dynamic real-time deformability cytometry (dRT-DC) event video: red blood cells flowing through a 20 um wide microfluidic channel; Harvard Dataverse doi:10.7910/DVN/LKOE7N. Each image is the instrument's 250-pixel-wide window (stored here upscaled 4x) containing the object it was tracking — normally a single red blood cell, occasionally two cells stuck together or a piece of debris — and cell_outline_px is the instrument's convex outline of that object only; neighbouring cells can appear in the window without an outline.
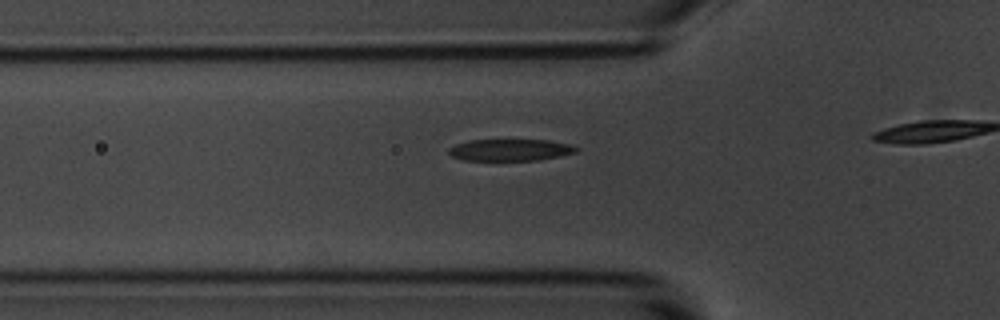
{"species": "common noctule bat (a hibernating species)", "species_latin": "Nyctalus noctula", "temperature_condition": "room temperature", "stored_images_in_passage": 12, "camera_frame_rate_fps": 3000, "um_per_image_px": 0.085, "animal": {"sex": "male", "body_mass_g": 20.1, "forearm_length_mm": 53.5}, "frame": {"image": 1, "passage_image": 7, "time_ms": 2.0, "image_size_px": [1000, 320], "cell_outline_px": [[580, 148], [576, 152], [560, 156], [540, 160], [464, 160], [452, 156], [448, 152], [448, 148], [456, 144], [468, 140], [548, 140], [572, 144]], "centroid_in_image_um": [43.4, 12.74], "position_along_channel_um": 82.4, "area_um2": 16.24}}
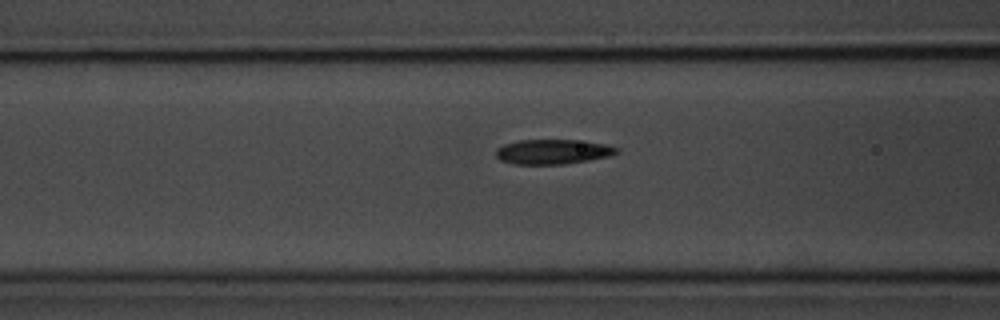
{"frame": {"image": 2, "passage_image": 10, "time_ms": 3.0, "image_size_px": [1000, 320], "cell_outline_px": [[620, 152], [608, 156], [588, 160], [564, 164], [512, 164], [500, 160], [496, 156], [496, 148], [504, 144], [520, 140], [576, 140], [604, 144], [620, 148]], "centroid_in_image_um": [46.97, 12.9], "position_along_channel_um": 119.6, "area_um2": 17.4}}